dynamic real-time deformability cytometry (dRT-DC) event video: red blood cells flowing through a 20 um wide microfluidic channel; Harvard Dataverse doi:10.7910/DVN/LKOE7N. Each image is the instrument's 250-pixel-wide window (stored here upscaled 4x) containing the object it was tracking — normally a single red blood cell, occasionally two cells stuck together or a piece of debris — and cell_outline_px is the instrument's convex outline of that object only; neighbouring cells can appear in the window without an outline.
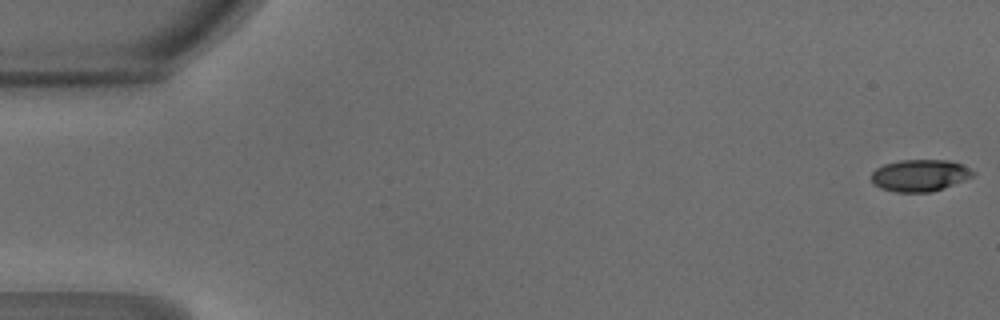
{"species": "common noctule bat (a hibernating species)", "species_latin": "Nyctalus noctula", "temperature_condition": "warm", "stored_images_in_passage": 48, "camera_frame_rate_fps": 3000, "um_per_image_px": 0.085, "animal": {"sex": "male", "body_mass_g": 18.8}, "frame": {"image": 1, "passage_image": 1, "time_ms": 0.0, "image_size_px": [1000, 320], "cell_outline_px": [[976, 172], [972, 176], [964, 180], [944, 188], [928, 192], [896, 192], [880, 188], [872, 184], [872, 172], [876, 168], [884, 164], [900, 160], [948, 160], [960, 164]], "centroid_in_image_um": [78.15, 14.91], "position_along_channel_um": 6.8, "area_um2": 18.79}}
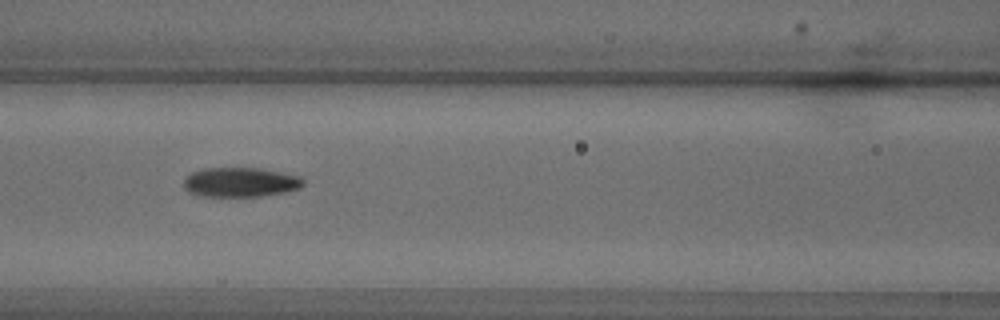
{"frame": {"image": 2, "passage_image": 21, "time_ms": 6.667, "image_size_px": [1000, 320], "cell_outline_px": [[304, 184], [300, 188], [284, 192], [264, 196], [200, 196], [188, 192], [184, 188], [184, 176], [192, 172], [204, 168], [260, 168], [304, 176]], "centroid_in_image_um": [20.45, 15.48], "position_along_channel_um": 146.1, "area_um2": 20.87}}
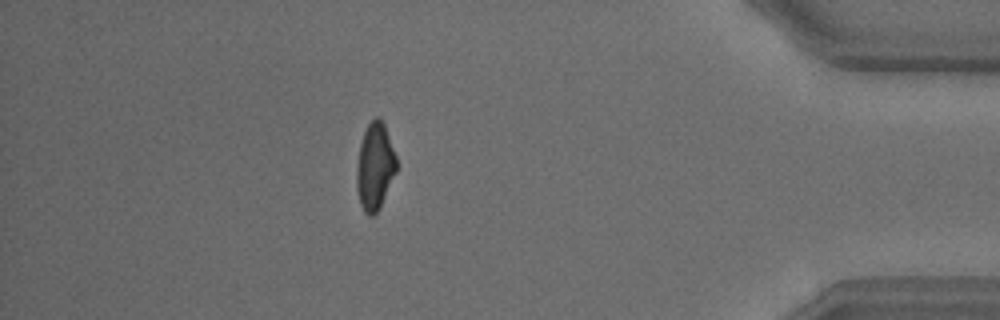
{"frame": {"image": 3, "passage_image": 42, "time_ms": 13.667, "image_size_px": [1000, 320], "cell_outline_px": [[396, 172], [380, 208], [372, 216], [368, 216], [364, 212], [360, 204], [356, 188], [356, 168], [360, 144], [364, 132], [368, 124], [376, 116], [380, 116], [384, 124], [396, 156]], "centroid_in_image_um": [31.85, 14.17], "position_along_channel_um": 403.3, "area_um2": 20.23}, "authors_computed_cell_mechanics": {"area_um2": 20.0277, "velocity_mm_per_s": 4.2773, "shape_relaxation_time_tau1_ms": 3.8746, "shape_relaxation_time_tau2_ms": 2.2629, "deformation_change_tau1": 0.1618, "deformation_change_tau2": 0.0902}}